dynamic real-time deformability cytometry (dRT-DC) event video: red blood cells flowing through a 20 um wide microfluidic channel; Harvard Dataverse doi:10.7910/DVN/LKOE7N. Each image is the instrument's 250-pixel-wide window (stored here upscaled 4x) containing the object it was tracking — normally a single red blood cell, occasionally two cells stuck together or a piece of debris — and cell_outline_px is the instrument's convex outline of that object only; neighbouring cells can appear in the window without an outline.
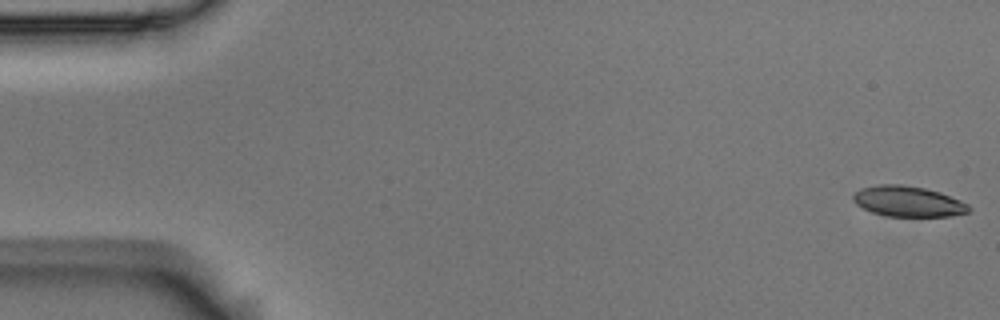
{"species": "Egyptian fruit bat (a non-hibernating species)", "species_latin": "Rousettus aegyptiacus", "temperature_condition": "room temperature", "stored_images_in_passage": 6, "camera_frame_rate_fps": 3000, "um_per_image_px": 0.085, "animal": {"sex": "male"}, "frame": {"image": 1, "passage_image": 1, "time_ms": 0.0, "image_size_px": [1000, 320], "cell_outline_px": [[972, 208], [968, 212], [948, 216], [888, 216], [872, 212], [856, 204], [852, 200], [852, 196], [860, 188], [880, 184], [900, 184], [924, 188], [940, 192], [960, 200], [968, 204]], "centroid_in_image_um": [77.18, 17.11], "position_along_channel_um": 7.8, "area_um2": 20.52}}
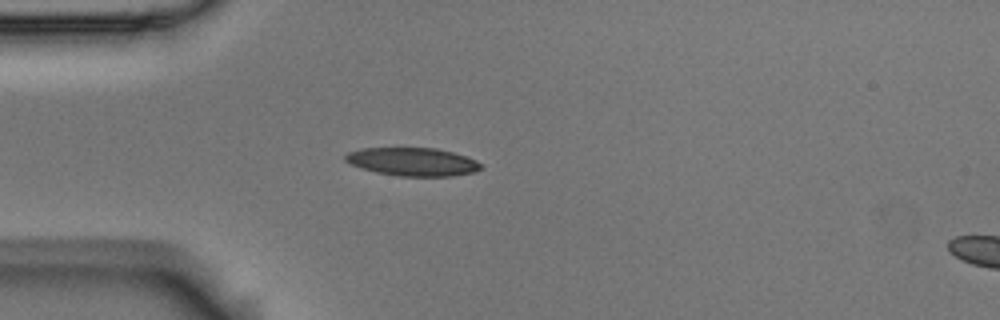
{"frame": {"image": 2, "passage_image": 5, "time_ms": 1.333, "image_size_px": [1000, 320], "cell_outline_px": [[484, 168], [472, 172], [452, 176], [400, 176], [376, 172], [352, 164], [344, 160], [344, 156], [348, 152], [364, 148], [436, 148], [452, 152], [476, 160]], "centroid_in_image_um": [35.08, 13.75], "position_along_channel_um": 49.9, "area_um2": 22.02}}